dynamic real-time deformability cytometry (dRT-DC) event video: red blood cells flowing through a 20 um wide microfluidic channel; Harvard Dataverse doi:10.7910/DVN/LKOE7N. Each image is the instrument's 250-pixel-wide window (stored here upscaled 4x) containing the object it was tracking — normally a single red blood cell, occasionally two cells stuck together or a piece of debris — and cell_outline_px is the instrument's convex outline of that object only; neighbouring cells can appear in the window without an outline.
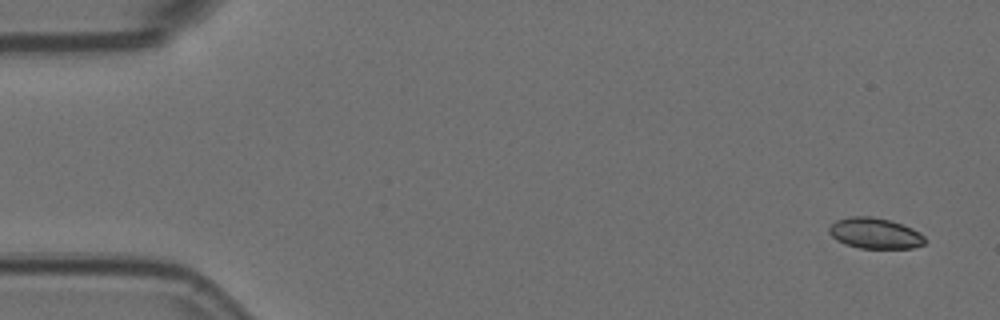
{"species": "Egyptian fruit bat (a non-hibernating species)", "species_latin": "Rousettus aegyptiacus", "temperature_condition": "room temperature", "stored_images_in_passage": 6, "camera_frame_rate_fps": 3000, "um_per_image_px": 0.085, "animal": {"sex": "female"}, "frame": {"image": 1, "passage_image": 1, "time_ms": 0.0, "image_size_px": [1000, 320], "cell_outline_px": [[928, 240], [924, 244], [912, 248], [860, 248], [844, 244], [836, 240], [828, 232], [828, 228], [836, 220], [852, 216], [872, 216], [892, 220], [912, 228], [920, 232]], "centroid_in_image_um": [74.39, 19.82], "position_along_channel_um": 10.6, "area_um2": 17.4}}
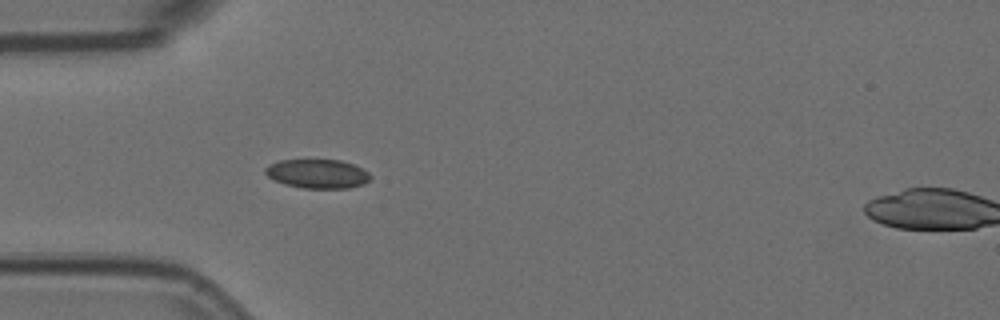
{"frame": {"image": 2, "passage_image": 5, "time_ms": 1.333, "image_size_px": [1000, 320], "cell_outline_px": [[372, 176], [364, 184], [348, 188], [304, 188], [284, 184], [268, 176], [264, 172], [264, 168], [268, 164], [280, 160], [340, 160], [352, 164], [368, 172]], "centroid_in_image_um": [26.97, 14.77], "position_along_channel_um": 58.0, "area_um2": 17.69}}